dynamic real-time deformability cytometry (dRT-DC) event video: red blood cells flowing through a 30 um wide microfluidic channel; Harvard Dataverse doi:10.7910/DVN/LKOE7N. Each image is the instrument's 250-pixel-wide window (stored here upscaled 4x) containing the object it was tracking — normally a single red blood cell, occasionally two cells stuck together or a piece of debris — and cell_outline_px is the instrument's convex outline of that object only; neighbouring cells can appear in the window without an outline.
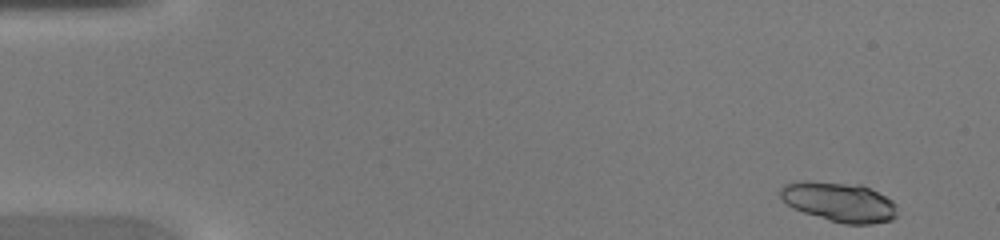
{"species": "common noctule bat (a hibernating species)", "species_latin": "Nyctalus noctula", "temperature_condition": "warm", "stored_images_in_passage": 43, "camera_frame_rate_fps": 3000, "um_per_image_px": 0.085, "animal": {"sex": "female", "body_mass_g": 20.0, "forearm_length_mm": 54.0}, "frame": {"image": 1, "passage_image": 1, "time_ms": 0.0, "image_size_px": [1000, 240], "cell_outline_px": [[896, 216], [892, 220], [872, 224], [844, 224], [804, 212], [788, 204], [780, 196], [780, 188], [784, 184], [804, 180], [808, 180], [860, 184], [892, 200], [896, 204]], "centroid_in_image_um": [71.34, 17.15], "position_along_channel_um": 13.7, "area_um2": 26.82}}